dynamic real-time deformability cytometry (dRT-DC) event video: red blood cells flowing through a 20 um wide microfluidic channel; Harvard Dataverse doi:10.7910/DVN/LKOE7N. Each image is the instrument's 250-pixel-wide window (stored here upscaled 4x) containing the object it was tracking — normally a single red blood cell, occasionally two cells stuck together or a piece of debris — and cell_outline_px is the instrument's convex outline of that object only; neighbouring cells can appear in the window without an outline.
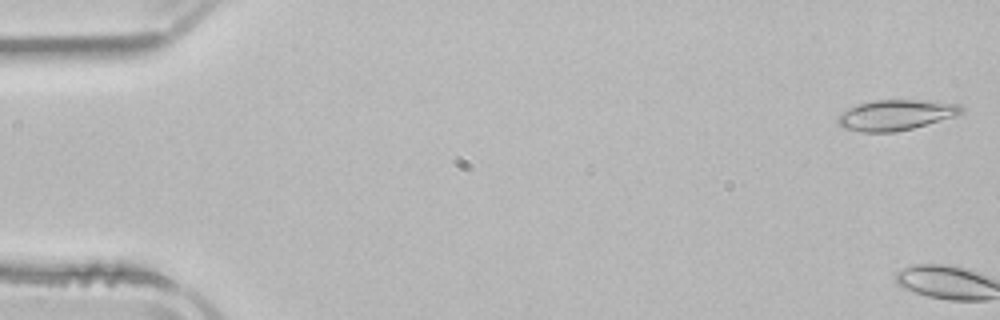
{"species": "common noctule bat (a hibernating species)", "species_latin": "Nyctalus noctula", "temperature_condition": "room temperature", "stored_images_in_passage": 3, "camera_frame_rate_fps": 3000, "um_per_image_px": 0.085, "animal": {"sex": "male", "body_mass_g": 21.5, "forearm_length_mm": 52.0}, "frame": {"image": 1, "passage_image": 1, "time_ms": 0.0, "image_size_px": [1000, 320], "cell_outline_px": [[964, 112], [952, 116], [912, 128], [892, 132], [860, 132], [844, 128], [836, 120], [836, 116], [860, 104], [876, 100], [920, 100], [960, 104], [964, 108]], "centroid_in_image_um": [76.13, 9.77], "position_along_channel_um": 8.9, "area_um2": 21.44}}